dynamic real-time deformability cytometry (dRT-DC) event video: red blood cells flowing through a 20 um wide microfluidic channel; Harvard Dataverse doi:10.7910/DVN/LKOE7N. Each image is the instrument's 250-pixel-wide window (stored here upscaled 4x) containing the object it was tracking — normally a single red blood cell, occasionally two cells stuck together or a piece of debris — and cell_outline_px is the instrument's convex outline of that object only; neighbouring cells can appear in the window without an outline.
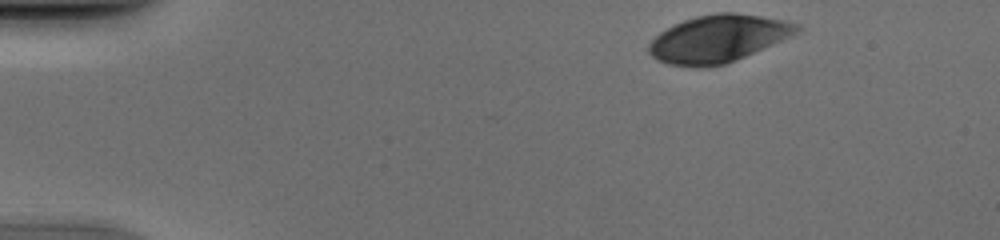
{"species": "human", "species_latin": "Homo sapiens", "temperature_condition": "cold", "stored_images_in_passage": 45, "camera_frame_rate_fps": 3000, "um_per_image_px": 0.085, "donor": {"sex": "male"}, "frame": {"image": 1, "passage_image": 1, "time_ms": 0.0, "image_size_px": [1000, 240], "cell_outline_px": [[800, 28], [796, 32], [780, 40], [744, 56], [724, 64], [700, 68], [696, 68], [668, 64], [656, 60], [648, 52], [648, 44], [660, 32], [684, 20], [696, 16], [716, 12], [732, 12], [760, 16], [800, 24]], "centroid_in_image_um": [60.96, 3.29], "position_along_channel_um": 24.0, "area_um2": 40.17}}
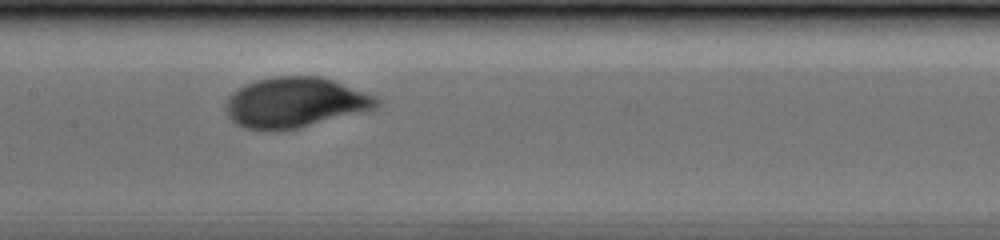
{"frame": {"image": 2, "passage_image": 20, "time_ms": 6.333, "image_size_px": [1000, 240], "cell_outline_px": [[380, 108], [296, 128], [276, 132], [260, 132], [244, 128], [236, 124], [228, 116], [224, 108], [228, 96], [232, 92], [256, 80], [272, 76], [320, 76], [332, 80], [376, 96], [380, 100]], "centroid_in_image_um": [25.06, 8.74], "position_along_channel_um": 182.3, "area_um2": 44.62}}
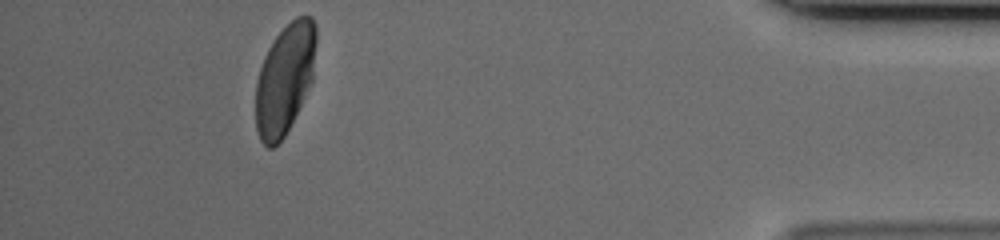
{"frame": {"image": 3, "passage_image": 41, "time_ms": 13.333, "image_size_px": [1000, 240], "cell_outline_px": [[316, 44], [312, 80], [284, 136], [272, 148], [268, 148], [260, 140], [256, 128], [256, 80], [264, 56], [268, 48], [276, 36], [296, 16], [312, 16], [316, 24]], "centroid_in_image_um": [24.2, 6.68], "position_along_channel_um": 411.0, "area_um2": 38.38}}